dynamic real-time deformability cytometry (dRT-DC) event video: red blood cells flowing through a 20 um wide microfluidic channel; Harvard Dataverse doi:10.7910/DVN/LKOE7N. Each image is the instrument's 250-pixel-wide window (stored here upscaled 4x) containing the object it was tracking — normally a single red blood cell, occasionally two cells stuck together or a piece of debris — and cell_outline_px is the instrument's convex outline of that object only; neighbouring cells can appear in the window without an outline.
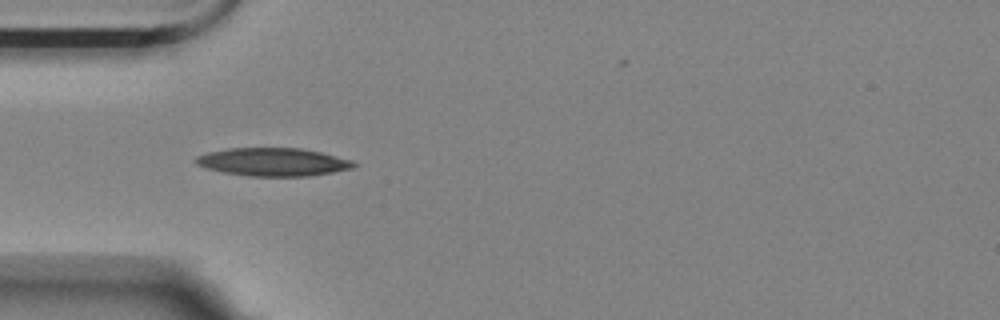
{"species": "Egyptian fruit bat (a non-hibernating species)", "species_latin": "Rousettus aegyptiacus", "temperature_condition": "room temperature", "stored_images_in_passage": 5, "camera_frame_rate_fps": 3000, "um_per_image_px": 0.085, "animal": {"sex": "female"}, "frame": {"image": 1, "passage_image": 4, "time_ms": 1.0, "image_size_px": [1000, 320], "cell_outline_px": [[356, 164], [352, 168], [332, 172], [308, 176], [248, 176], [224, 172], [208, 168], [196, 164], [192, 160], [196, 156], [208, 152], [228, 148], [300, 148], [320, 152], [352, 160]], "centroid_in_image_um": [23.17, 13.76], "position_along_channel_um": 61.8, "area_um2": 25.72}}
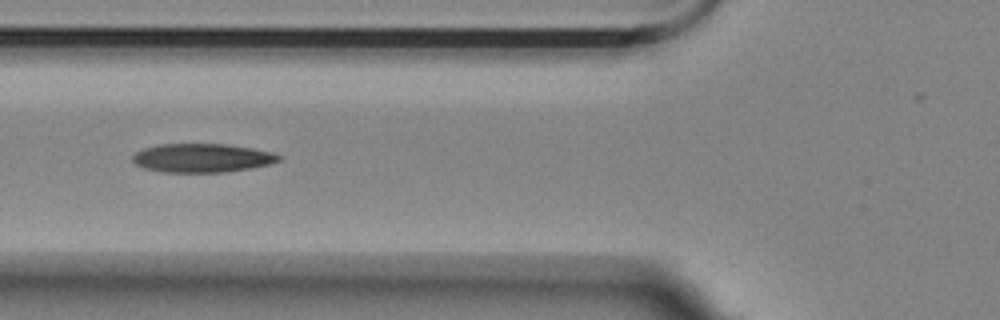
{"frame": {"image": 2, "passage_image": 5, "time_ms": 1.333, "image_size_px": [1000, 320], "cell_outline_px": [[284, 156], [280, 160], [268, 164], [252, 168], [224, 172], [164, 172], [144, 168], [136, 164], [132, 160], [132, 156], [136, 152], [144, 148], [160, 144], [228, 144], [252, 148], [272, 152]], "centroid_in_image_um": [17.2, 13.42], "position_along_channel_um": 108.6, "area_um2": 24.51}}